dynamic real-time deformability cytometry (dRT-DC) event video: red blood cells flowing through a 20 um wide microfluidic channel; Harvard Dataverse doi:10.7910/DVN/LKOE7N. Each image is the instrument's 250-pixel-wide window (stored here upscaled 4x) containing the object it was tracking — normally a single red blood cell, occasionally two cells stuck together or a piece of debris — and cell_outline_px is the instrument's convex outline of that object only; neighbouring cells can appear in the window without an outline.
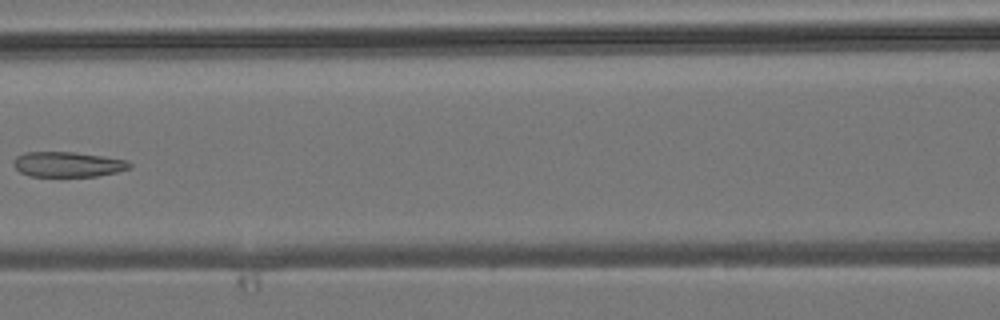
{"species": "common noctule bat (a hibernating species)", "species_latin": "Nyctalus noctula", "temperature_condition": "room temperature", "stored_images_in_passage": 6, "camera_frame_rate_fps": 3000, "um_per_image_px": 0.085, "animal": {"sex": "male", "body_mass_g": 19.2, "forearm_length_mm": 51.8}, "frame": {"image": 1, "passage_image": 6, "time_ms": 6.667, "image_size_px": [1000, 320], "cell_outline_px": [[132, 168], [116, 172], [96, 176], [32, 176], [20, 172], [12, 164], [16, 156], [24, 152], [72, 152], [128, 160], [132, 164]], "centroid_in_image_um": [5.77, 13.97], "position_along_channel_um": 160.8, "area_um2": 16.94}}